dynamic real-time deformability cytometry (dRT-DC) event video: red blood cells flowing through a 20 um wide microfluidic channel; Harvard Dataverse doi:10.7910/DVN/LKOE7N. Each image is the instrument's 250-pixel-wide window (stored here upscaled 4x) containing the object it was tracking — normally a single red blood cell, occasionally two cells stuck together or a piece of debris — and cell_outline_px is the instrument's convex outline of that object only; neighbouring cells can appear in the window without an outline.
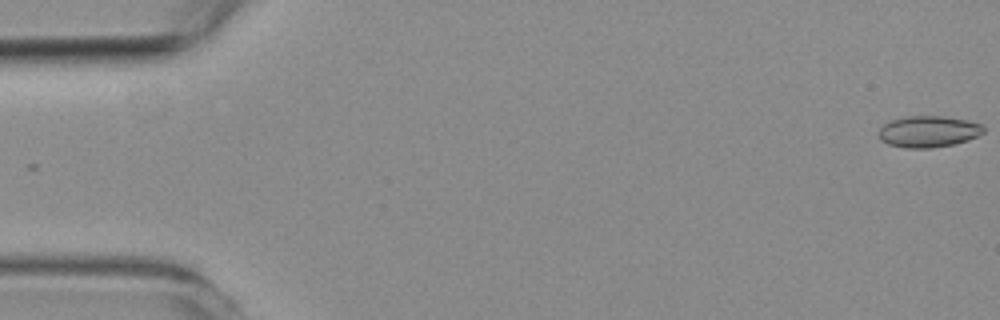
{"species": "common noctule bat (a hibernating species)", "species_latin": "Nyctalus noctula", "temperature_condition": "room temperature", "stored_images_in_passage": 46, "camera_frame_rate_fps": 3000, "um_per_image_px": 0.085, "animal": {"sex": "female", "body_mass_g": 19.3, "forearm_length_mm": 54.1}, "frame": {"image": 1, "passage_image": 1, "time_ms": 0.0, "image_size_px": [1000, 320], "cell_outline_px": [[984, 132], [968, 140], [952, 144], [932, 148], [908, 148], [888, 144], [880, 140], [876, 132], [888, 120], [908, 116], [944, 116], [968, 120], [980, 124], [984, 128]], "centroid_in_image_um": [78.86, 11.17], "position_along_channel_um": 6.1, "area_um2": 19.31}}
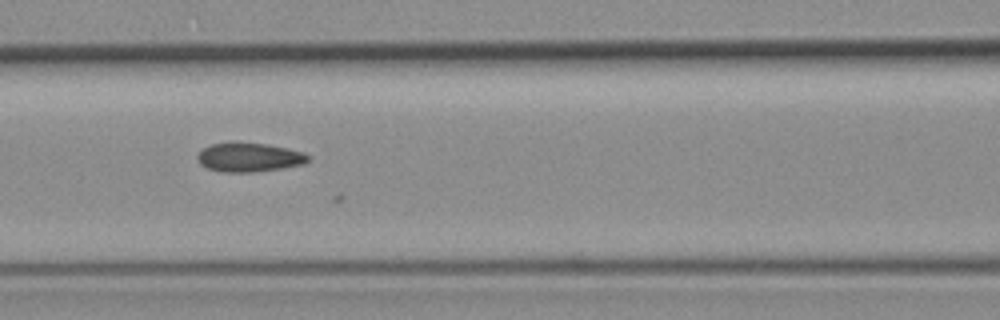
{"frame": {"image": 2, "passage_image": 25, "time_ms": 8.0, "image_size_px": [1000, 320], "cell_outline_px": [[308, 160], [304, 164], [280, 168], [252, 172], [224, 172], [208, 168], [200, 164], [196, 156], [204, 148], [212, 144], [268, 144], [288, 148], [304, 152], [308, 156]], "centroid_in_image_um": [21.2, 13.39], "position_along_channel_um": 145.4, "area_um2": 18.15}}
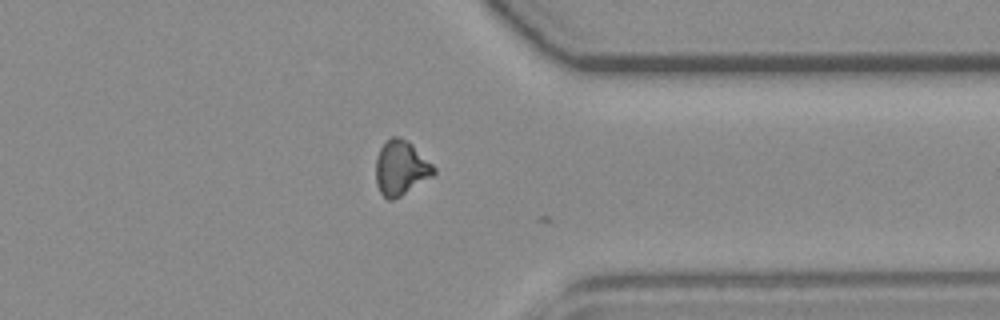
{"frame": {"image": 3, "passage_image": 45, "time_ms": 14.667, "image_size_px": [1000, 320], "cell_outline_px": [[436, 172], [432, 176], [400, 196], [392, 200], [388, 200], [380, 192], [376, 184], [376, 156], [380, 148], [392, 136], [400, 136], [412, 144], [436, 168]], "centroid_in_image_um": [34.06, 14.27], "position_along_channel_um": 377.3, "area_um2": 18.26}}